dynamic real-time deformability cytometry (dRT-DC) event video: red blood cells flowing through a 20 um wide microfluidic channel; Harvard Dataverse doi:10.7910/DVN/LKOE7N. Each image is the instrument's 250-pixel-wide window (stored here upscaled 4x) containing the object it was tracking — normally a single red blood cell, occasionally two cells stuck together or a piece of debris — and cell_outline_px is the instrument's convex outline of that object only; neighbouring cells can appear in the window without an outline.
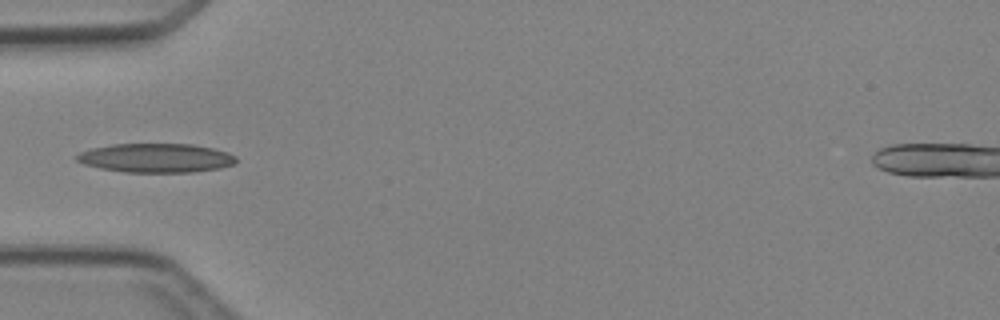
{"species": "Egyptian fruit bat (a non-hibernating species)", "species_latin": "Rousettus aegyptiacus", "temperature_condition": "cold", "stored_images_in_passage": 6, "camera_frame_rate_fps": 3000, "um_per_image_px": 0.085, "animal": {"sex": "female"}, "frame": {"image": 1, "passage_image": 4, "time_ms": 4.667, "image_size_px": [1000, 320], "cell_outline_px": [[236, 160], [232, 164], [220, 168], [188, 172], [124, 172], [100, 168], [84, 164], [76, 160], [76, 156], [80, 152], [92, 148], [112, 144], [192, 144], [212, 148], [228, 152], [236, 156]], "centroid_in_image_um": [13.24, 13.42], "position_along_channel_um": 71.8, "area_um2": 26.82}}
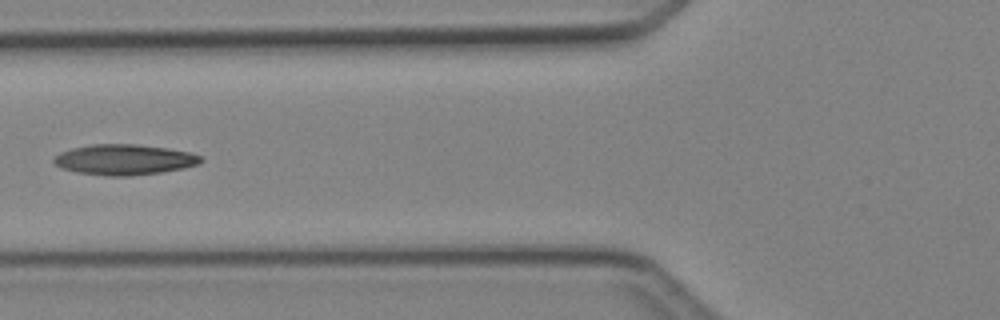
{"frame": {"image": 2, "passage_image": 5, "time_ms": 5.667, "image_size_px": [1000, 320], "cell_outline_px": [[204, 160], [200, 164], [184, 168], [160, 172], [128, 176], [108, 176], [76, 172], [60, 168], [52, 160], [60, 152], [72, 148], [92, 144], [136, 144], [168, 148], [188, 152], [200, 156]], "centroid_in_image_um": [10.56, 13.57], "position_along_channel_um": 115.2, "area_um2": 26.13}}
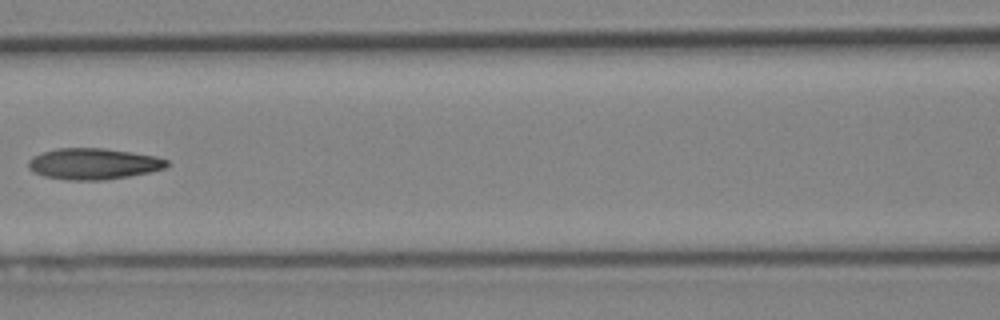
{"frame": {"image": 3, "passage_image": 6, "time_ms": 6.667, "image_size_px": [1000, 320], "cell_outline_px": [[168, 164], [164, 168], [148, 172], [128, 176], [104, 180], [68, 180], [44, 176], [32, 172], [28, 168], [28, 160], [32, 156], [56, 148], [104, 148], [132, 152], [156, 156], [168, 160]], "centroid_in_image_um": [7.9, 13.92], "position_along_channel_um": 158.7, "area_um2": 25.14}}